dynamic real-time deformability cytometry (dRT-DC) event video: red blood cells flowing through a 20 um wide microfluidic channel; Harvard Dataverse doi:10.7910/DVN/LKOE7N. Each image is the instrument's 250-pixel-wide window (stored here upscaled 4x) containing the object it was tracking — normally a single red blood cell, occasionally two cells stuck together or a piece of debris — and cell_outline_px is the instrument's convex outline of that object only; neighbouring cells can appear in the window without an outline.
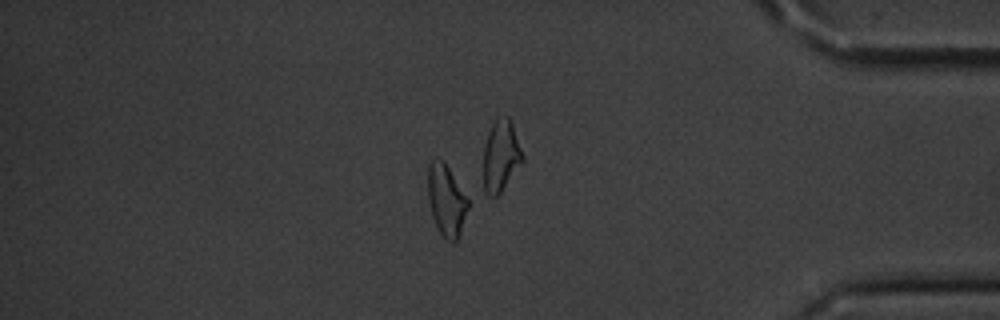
{"species": "common noctule bat (a hibernating species)", "species_latin": "Nyctalus noctula", "temperature_condition": "cold", "stored_images_in_passage": 56, "camera_frame_rate_fps": 3000, "um_per_image_px": 0.085, "animal": {"sex": "male", "body_mass_g": 20.1, "forearm_length_mm": 53.5}, "frame": {"image": 1, "passage_image": 48, "time_ms": 15.667, "image_size_px": [1000, 320], "cell_outline_px": [[468, 208], [456, 244], [452, 244], [440, 232], [432, 216], [428, 200], [428, 164], [436, 156], [444, 160], [468, 196]], "centroid_in_image_um": [37.94, 16.97], "position_along_channel_um": 397.3, "area_um2": 16.99}, "authors_computed_cell_mechanics": {"area_um2": 17.0799, "velocity_mm_per_s": 3.5673, "shape_relaxation_time_tau1_ms": 3.3731, "shape_relaxation_time_tau2_ms": 7.503, "deformation_change_tau1": 0.1254, "deformation_change_tau2": 0.1417}}